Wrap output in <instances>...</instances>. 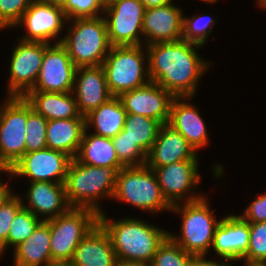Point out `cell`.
Here are the masks:
<instances>
[{
    "instance_id": "obj_8",
    "label": "cell",
    "mask_w": 266,
    "mask_h": 266,
    "mask_svg": "<svg viewBox=\"0 0 266 266\" xmlns=\"http://www.w3.org/2000/svg\"><path fill=\"white\" fill-rule=\"evenodd\" d=\"M50 227L53 262H70L80 241L99 223V214L89 208H71L45 221Z\"/></svg>"
},
{
    "instance_id": "obj_27",
    "label": "cell",
    "mask_w": 266,
    "mask_h": 266,
    "mask_svg": "<svg viewBox=\"0 0 266 266\" xmlns=\"http://www.w3.org/2000/svg\"><path fill=\"white\" fill-rule=\"evenodd\" d=\"M126 115L120 98L113 96L85 116V127L96 135L113 138L123 129Z\"/></svg>"
},
{
    "instance_id": "obj_4",
    "label": "cell",
    "mask_w": 266,
    "mask_h": 266,
    "mask_svg": "<svg viewBox=\"0 0 266 266\" xmlns=\"http://www.w3.org/2000/svg\"><path fill=\"white\" fill-rule=\"evenodd\" d=\"M192 202L173 205L170 214L178 215L181 225L179 234L169 232L168 236L187 253L193 256H211V247L216 227L221 218H217L211 209L209 195Z\"/></svg>"
},
{
    "instance_id": "obj_26",
    "label": "cell",
    "mask_w": 266,
    "mask_h": 266,
    "mask_svg": "<svg viewBox=\"0 0 266 266\" xmlns=\"http://www.w3.org/2000/svg\"><path fill=\"white\" fill-rule=\"evenodd\" d=\"M85 118L48 120L47 148L64 152L74 159L85 130Z\"/></svg>"
},
{
    "instance_id": "obj_47",
    "label": "cell",
    "mask_w": 266,
    "mask_h": 266,
    "mask_svg": "<svg viewBox=\"0 0 266 266\" xmlns=\"http://www.w3.org/2000/svg\"><path fill=\"white\" fill-rule=\"evenodd\" d=\"M48 266H73L70 262H53Z\"/></svg>"
},
{
    "instance_id": "obj_32",
    "label": "cell",
    "mask_w": 266,
    "mask_h": 266,
    "mask_svg": "<svg viewBox=\"0 0 266 266\" xmlns=\"http://www.w3.org/2000/svg\"><path fill=\"white\" fill-rule=\"evenodd\" d=\"M48 120L37 114L27 102L26 152L47 148L46 128Z\"/></svg>"
},
{
    "instance_id": "obj_35",
    "label": "cell",
    "mask_w": 266,
    "mask_h": 266,
    "mask_svg": "<svg viewBox=\"0 0 266 266\" xmlns=\"http://www.w3.org/2000/svg\"><path fill=\"white\" fill-rule=\"evenodd\" d=\"M192 257L168 236L159 246L149 266H188Z\"/></svg>"
},
{
    "instance_id": "obj_25",
    "label": "cell",
    "mask_w": 266,
    "mask_h": 266,
    "mask_svg": "<svg viewBox=\"0 0 266 266\" xmlns=\"http://www.w3.org/2000/svg\"><path fill=\"white\" fill-rule=\"evenodd\" d=\"M50 227L42 221L34 232L13 249V266H48L53 263L50 250Z\"/></svg>"
},
{
    "instance_id": "obj_49",
    "label": "cell",
    "mask_w": 266,
    "mask_h": 266,
    "mask_svg": "<svg viewBox=\"0 0 266 266\" xmlns=\"http://www.w3.org/2000/svg\"><path fill=\"white\" fill-rule=\"evenodd\" d=\"M241 266H266V264H242Z\"/></svg>"
},
{
    "instance_id": "obj_17",
    "label": "cell",
    "mask_w": 266,
    "mask_h": 266,
    "mask_svg": "<svg viewBox=\"0 0 266 266\" xmlns=\"http://www.w3.org/2000/svg\"><path fill=\"white\" fill-rule=\"evenodd\" d=\"M119 98L127 113L152 118L161 124L169 122L174 96L155 82L124 92Z\"/></svg>"
},
{
    "instance_id": "obj_18",
    "label": "cell",
    "mask_w": 266,
    "mask_h": 266,
    "mask_svg": "<svg viewBox=\"0 0 266 266\" xmlns=\"http://www.w3.org/2000/svg\"><path fill=\"white\" fill-rule=\"evenodd\" d=\"M183 8L175 3L145 9L143 45L183 39Z\"/></svg>"
},
{
    "instance_id": "obj_28",
    "label": "cell",
    "mask_w": 266,
    "mask_h": 266,
    "mask_svg": "<svg viewBox=\"0 0 266 266\" xmlns=\"http://www.w3.org/2000/svg\"><path fill=\"white\" fill-rule=\"evenodd\" d=\"M75 159L96 167H125L118 159L112 139L96 135L86 128Z\"/></svg>"
},
{
    "instance_id": "obj_34",
    "label": "cell",
    "mask_w": 266,
    "mask_h": 266,
    "mask_svg": "<svg viewBox=\"0 0 266 266\" xmlns=\"http://www.w3.org/2000/svg\"><path fill=\"white\" fill-rule=\"evenodd\" d=\"M248 251L242 258L243 264H266V221L249 223Z\"/></svg>"
},
{
    "instance_id": "obj_39",
    "label": "cell",
    "mask_w": 266,
    "mask_h": 266,
    "mask_svg": "<svg viewBox=\"0 0 266 266\" xmlns=\"http://www.w3.org/2000/svg\"><path fill=\"white\" fill-rule=\"evenodd\" d=\"M245 207L243 212L238 214L242 219L248 223L266 221V191L258 194L257 198H254Z\"/></svg>"
},
{
    "instance_id": "obj_33",
    "label": "cell",
    "mask_w": 266,
    "mask_h": 266,
    "mask_svg": "<svg viewBox=\"0 0 266 266\" xmlns=\"http://www.w3.org/2000/svg\"><path fill=\"white\" fill-rule=\"evenodd\" d=\"M111 139L118 159L124 166H140L146 164L147 154L136 142L126 136V132L123 129Z\"/></svg>"
},
{
    "instance_id": "obj_20",
    "label": "cell",
    "mask_w": 266,
    "mask_h": 266,
    "mask_svg": "<svg viewBox=\"0 0 266 266\" xmlns=\"http://www.w3.org/2000/svg\"><path fill=\"white\" fill-rule=\"evenodd\" d=\"M26 183L28 188L24 189L25 194L18 193L23 207L42 221L65 214L72 208L68 203L64 184L44 181Z\"/></svg>"
},
{
    "instance_id": "obj_30",
    "label": "cell",
    "mask_w": 266,
    "mask_h": 266,
    "mask_svg": "<svg viewBox=\"0 0 266 266\" xmlns=\"http://www.w3.org/2000/svg\"><path fill=\"white\" fill-rule=\"evenodd\" d=\"M217 19L211 14H199L195 13L190 16H183V39L206 46L209 37H213L211 34L214 31V27L217 24Z\"/></svg>"
},
{
    "instance_id": "obj_31",
    "label": "cell",
    "mask_w": 266,
    "mask_h": 266,
    "mask_svg": "<svg viewBox=\"0 0 266 266\" xmlns=\"http://www.w3.org/2000/svg\"><path fill=\"white\" fill-rule=\"evenodd\" d=\"M42 222L30 210L22 207L14 217L7 236V250L14 249L25 241Z\"/></svg>"
},
{
    "instance_id": "obj_22",
    "label": "cell",
    "mask_w": 266,
    "mask_h": 266,
    "mask_svg": "<svg viewBox=\"0 0 266 266\" xmlns=\"http://www.w3.org/2000/svg\"><path fill=\"white\" fill-rule=\"evenodd\" d=\"M195 149L168 123L162 124L147 154L146 165L157 168L184 160H200Z\"/></svg>"
},
{
    "instance_id": "obj_43",
    "label": "cell",
    "mask_w": 266,
    "mask_h": 266,
    "mask_svg": "<svg viewBox=\"0 0 266 266\" xmlns=\"http://www.w3.org/2000/svg\"><path fill=\"white\" fill-rule=\"evenodd\" d=\"M33 1L41 4H48L63 8L67 0H33Z\"/></svg>"
},
{
    "instance_id": "obj_44",
    "label": "cell",
    "mask_w": 266,
    "mask_h": 266,
    "mask_svg": "<svg viewBox=\"0 0 266 266\" xmlns=\"http://www.w3.org/2000/svg\"><path fill=\"white\" fill-rule=\"evenodd\" d=\"M115 266H149L143 262L117 260Z\"/></svg>"
},
{
    "instance_id": "obj_29",
    "label": "cell",
    "mask_w": 266,
    "mask_h": 266,
    "mask_svg": "<svg viewBox=\"0 0 266 266\" xmlns=\"http://www.w3.org/2000/svg\"><path fill=\"white\" fill-rule=\"evenodd\" d=\"M161 123L142 115L127 113L123 130L131 140L148 154L157 139Z\"/></svg>"
},
{
    "instance_id": "obj_50",
    "label": "cell",
    "mask_w": 266,
    "mask_h": 266,
    "mask_svg": "<svg viewBox=\"0 0 266 266\" xmlns=\"http://www.w3.org/2000/svg\"><path fill=\"white\" fill-rule=\"evenodd\" d=\"M6 168L0 163V172L4 171Z\"/></svg>"
},
{
    "instance_id": "obj_14",
    "label": "cell",
    "mask_w": 266,
    "mask_h": 266,
    "mask_svg": "<svg viewBox=\"0 0 266 266\" xmlns=\"http://www.w3.org/2000/svg\"><path fill=\"white\" fill-rule=\"evenodd\" d=\"M67 22L62 8L33 1L13 30L24 29L25 33L17 36L21 40L55 44L61 43Z\"/></svg>"
},
{
    "instance_id": "obj_42",
    "label": "cell",
    "mask_w": 266,
    "mask_h": 266,
    "mask_svg": "<svg viewBox=\"0 0 266 266\" xmlns=\"http://www.w3.org/2000/svg\"><path fill=\"white\" fill-rule=\"evenodd\" d=\"M143 4L145 9L153 8V7H159L166 4H171L175 0H140Z\"/></svg>"
},
{
    "instance_id": "obj_9",
    "label": "cell",
    "mask_w": 266,
    "mask_h": 266,
    "mask_svg": "<svg viewBox=\"0 0 266 266\" xmlns=\"http://www.w3.org/2000/svg\"><path fill=\"white\" fill-rule=\"evenodd\" d=\"M27 101L5 97L0 103V163L11 167L26 153Z\"/></svg>"
},
{
    "instance_id": "obj_37",
    "label": "cell",
    "mask_w": 266,
    "mask_h": 266,
    "mask_svg": "<svg viewBox=\"0 0 266 266\" xmlns=\"http://www.w3.org/2000/svg\"><path fill=\"white\" fill-rule=\"evenodd\" d=\"M33 0H0V30H12Z\"/></svg>"
},
{
    "instance_id": "obj_46",
    "label": "cell",
    "mask_w": 266,
    "mask_h": 266,
    "mask_svg": "<svg viewBox=\"0 0 266 266\" xmlns=\"http://www.w3.org/2000/svg\"><path fill=\"white\" fill-rule=\"evenodd\" d=\"M256 5L262 9L263 11L266 10V0H255Z\"/></svg>"
},
{
    "instance_id": "obj_16",
    "label": "cell",
    "mask_w": 266,
    "mask_h": 266,
    "mask_svg": "<svg viewBox=\"0 0 266 266\" xmlns=\"http://www.w3.org/2000/svg\"><path fill=\"white\" fill-rule=\"evenodd\" d=\"M249 235V223L238 213L228 214L221 218L216 227L211 251L213 250L217 259L236 266L235 263H241L248 251Z\"/></svg>"
},
{
    "instance_id": "obj_3",
    "label": "cell",
    "mask_w": 266,
    "mask_h": 266,
    "mask_svg": "<svg viewBox=\"0 0 266 266\" xmlns=\"http://www.w3.org/2000/svg\"><path fill=\"white\" fill-rule=\"evenodd\" d=\"M122 168L96 167L72 159L64 182L69 205L72 208H89L98 214L105 212L102 200H112L117 176Z\"/></svg>"
},
{
    "instance_id": "obj_15",
    "label": "cell",
    "mask_w": 266,
    "mask_h": 266,
    "mask_svg": "<svg viewBox=\"0 0 266 266\" xmlns=\"http://www.w3.org/2000/svg\"><path fill=\"white\" fill-rule=\"evenodd\" d=\"M76 68L61 43H45L42 65L31 91L72 92Z\"/></svg>"
},
{
    "instance_id": "obj_40",
    "label": "cell",
    "mask_w": 266,
    "mask_h": 266,
    "mask_svg": "<svg viewBox=\"0 0 266 266\" xmlns=\"http://www.w3.org/2000/svg\"><path fill=\"white\" fill-rule=\"evenodd\" d=\"M3 174V175H1ZM6 175V178L9 182L3 181L1 176ZM10 181H13L12 173L10 169H5L4 171L0 172V205L9 198L14 192V188L9 185ZM6 182V183H5Z\"/></svg>"
},
{
    "instance_id": "obj_2",
    "label": "cell",
    "mask_w": 266,
    "mask_h": 266,
    "mask_svg": "<svg viewBox=\"0 0 266 266\" xmlns=\"http://www.w3.org/2000/svg\"><path fill=\"white\" fill-rule=\"evenodd\" d=\"M99 214V224L110 237L118 260L150 264L159 246L168 237L169 231L142 217L108 218Z\"/></svg>"
},
{
    "instance_id": "obj_12",
    "label": "cell",
    "mask_w": 266,
    "mask_h": 266,
    "mask_svg": "<svg viewBox=\"0 0 266 266\" xmlns=\"http://www.w3.org/2000/svg\"><path fill=\"white\" fill-rule=\"evenodd\" d=\"M72 158L64 152L45 148L26 152L10 169L13 179L26 182L64 184Z\"/></svg>"
},
{
    "instance_id": "obj_11",
    "label": "cell",
    "mask_w": 266,
    "mask_h": 266,
    "mask_svg": "<svg viewBox=\"0 0 266 266\" xmlns=\"http://www.w3.org/2000/svg\"><path fill=\"white\" fill-rule=\"evenodd\" d=\"M9 55L5 97H24L34 88L45 52V43L19 38Z\"/></svg>"
},
{
    "instance_id": "obj_7",
    "label": "cell",
    "mask_w": 266,
    "mask_h": 266,
    "mask_svg": "<svg viewBox=\"0 0 266 266\" xmlns=\"http://www.w3.org/2000/svg\"><path fill=\"white\" fill-rule=\"evenodd\" d=\"M102 67L112 96L119 97L150 82L145 45L112 46Z\"/></svg>"
},
{
    "instance_id": "obj_1",
    "label": "cell",
    "mask_w": 266,
    "mask_h": 266,
    "mask_svg": "<svg viewBox=\"0 0 266 266\" xmlns=\"http://www.w3.org/2000/svg\"><path fill=\"white\" fill-rule=\"evenodd\" d=\"M145 47L150 81L157 83L174 97L195 99L202 78L214 64L198 53V49L201 50L204 46L180 39Z\"/></svg>"
},
{
    "instance_id": "obj_6",
    "label": "cell",
    "mask_w": 266,
    "mask_h": 266,
    "mask_svg": "<svg viewBox=\"0 0 266 266\" xmlns=\"http://www.w3.org/2000/svg\"><path fill=\"white\" fill-rule=\"evenodd\" d=\"M112 201L153 216L172 208L162 194L156 174L146 164L125 166L119 171Z\"/></svg>"
},
{
    "instance_id": "obj_24",
    "label": "cell",
    "mask_w": 266,
    "mask_h": 266,
    "mask_svg": "<svg viewBox=\"0 0 266 266\" xmlns=\"http://www.w3.org/2000/svg\"><path fill=\"white\" fill-rule=\"evenodd\" d=\"M24 98L37 114L47 120L85 118L79 113L72 92L29 91Z\"/></svg>"
},
{
    "instance_id": "obj_10",
    "label": "cell",
    "mask_w": 266,
    "mask_h": 266,
    "mask_svg": "<svg viewBox=\"0 0 266 266\" xmlns=\"http://www.w3.org/2000/svg\"><path fill=\"white\" fill-rule=\"evenodd\" d=\"M199 160H184L162 167L151 168L166 201L171 205L192 202L205 194L198 190L202 180Z\"/></svg>"
},
{
    "instance_id": "obj_36",
    "label": "cell",
    "mask_w": 266,
    "mask_h": 266,
    "mask_svg": "<svg viewBox=\"0 0 266 266\" xmlns=\"http://www.w3.org/2000/svg\"><path fill=\"white\" fill-rule=\"evenodd\" d=\"M22 207V200L17 192L0 205V259L7 251V236L11 222Z\"/></svg>"
},
{
    "instance_id": "obj_48",
    "label": "cell",
    "mask_w": 266,
    "mask_h": 266,
    "mask_svg": "<svg viewBox=\"0 0 266 266\" xmlns=\"http://www.w3.org/2000/svg\"><path fill=\"white\" fill-rule=\"evenodd\" d=\"M199 1L200 2L202 1L204 3H209L210 6H212V4L214 5V4L218 3L219 0H199Z\"/></svg>"
},
{
    "instance_id": "obj_23",
    "label": "cell",
    "mask_w": 266,
    "mask_h": 266,
    "mask_svg": "<svg viewBox=\"0 0 266 266\" xmlns=\"http://www.w3.org/2000/svg\"><path fill=\"white\" fill-rule=\"evenodd\" d=\"M110 237L98 223L76 247L73 266H115L117 261Z\"/></svg>"
},
{
    "instance_id": "obj_45",
    "label": "cell",
    "mask_w": 266,
    "mask_h": 266,
    "mask_svg": "<svg viewBox=\"0 0 266 266\" xmlns=\"http://www.w3.org/2000/svg\"><path fill=\"white\" fill-rule=\"evenodd\" d=\"M99 1L104 8H107V7L111 6L112 4H114L118 0H99Z\"/></svg>"
},
{
    "instance_id": "obj_21",
    "label": "cell",
    "mask_w": 266,
    "mask_h": 266,
    "mask_svg": "<svg viewBox=\"0 0 266 266\" xmlns=\"http://www.w3.org/2000/svg\"><path fill=\"white\" fill-rule=\"evenodd\" d=\"M79 113L88 115L112 96L101 66L77 67L72 90Z\"/></svg>"
},
{
    "instance_id": "obj_13",
    "label": "cell",
    "mask_w": 266,
    "mask_h": 266,
    "mask_svg": "<svg viewBox=\"0 0 266 266\" xmlns=\"http://www.w3.org/2000/svg\"><path fill=\"white\" fill-rule=\"evenodd\" d=\"M145 7L140 0H118L104 9L108 38L112 46L143 45Z\"/></svg>"
},
{
    "instance_id": "obj_41",
    "label": "cell",
    "mask_w": 266,
    "mask_h": 266,
    "mask_svg": "<svg viewBox=\"0 0 266 266\" xmlns=\"http://www.w3.org/2000/svg\"><path fill=\"white\" fill-rule=\"evenodd\" d=\"M188 266H231L228 262L221 259H209L208 256H193Z\"/></svg>"
},
{
    "instance_id": "obj_19",
    "label": "cell",
    "mask_w": 266,
    "mask_h": 266,
    "mask_svg": "<svg viewBox=\"0 0 266 266\" xmlns=\"http://www.w3.org/2000/svg\"><path fill=\"white\" fill-rule=\"evenodd\" d=\"M194 97H174L168 124L177 130L197 153L210 144V132L201 111L192 102Z\"/></svg>"
},
{
    "instance_id": "obj_5",
    "label": "cell",
    "mask_w": 266,
    "mask_h": 266,
    "mask_svg": "<svg viewBox=\"0 0 266 266\" xmlns=\"http://www.w3.org/2000/svg\"><path fill=\"white\" fill-rule=\"evenodd\" d=\"M61 44L76 67L101 66L110 52L103 15L68 20Z\"/></svg>"
},
{
    "instance_id": "obj_38",
    "label": "cell",
    "mask_w": 266,
    "mask_h": 266,
    "mask_svg": "<svg viewBox=\"0 0 266 266\" xmlns=\"http://www.w3.org/2000/svg\"><path fill=\"white\" fill-rule=\"evenodd\" d=\"M67 19L98 17L104 15V7L99 0H67L62 8Z\"/></svg>"
}]
</instances>
